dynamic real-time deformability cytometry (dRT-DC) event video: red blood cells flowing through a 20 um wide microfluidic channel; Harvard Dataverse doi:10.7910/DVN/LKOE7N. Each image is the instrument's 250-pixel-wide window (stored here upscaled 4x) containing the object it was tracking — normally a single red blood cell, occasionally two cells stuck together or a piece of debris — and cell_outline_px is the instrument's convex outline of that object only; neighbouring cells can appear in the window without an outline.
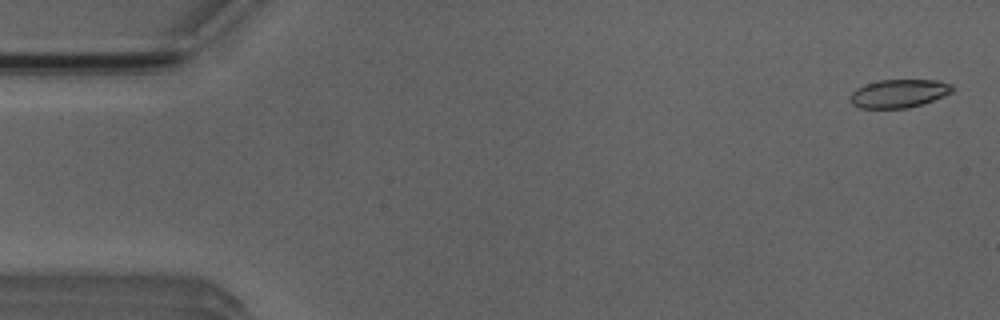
{"species": "Egyptian fruit bat (a non-hibernating species)", "species_latin": "Rousettus aegyptiacus", "temperature_condition": "room temperature", "stored_images_in_passage": 52, "camera_frame_rate_fps": 3000, "um_per_image_px": 0.085, "animal": {"sex": "male"}, "frame": {"image": 1, "passage_image": 2, "time_ms": 0.333, "image_size_px": [1000, 320], "cell_outline_px": [[956, 88], [952, 92], [944, 96], [908, 108], [860, 108], [852, 104], [848, 100], [848, 96], [856, 88], [880, 80], [940, 80], [952, 84]], "centroid_in_image_um": [76.41, 7.94], "position_along_channel_um": 8.6, "area_um2": 16.94}}
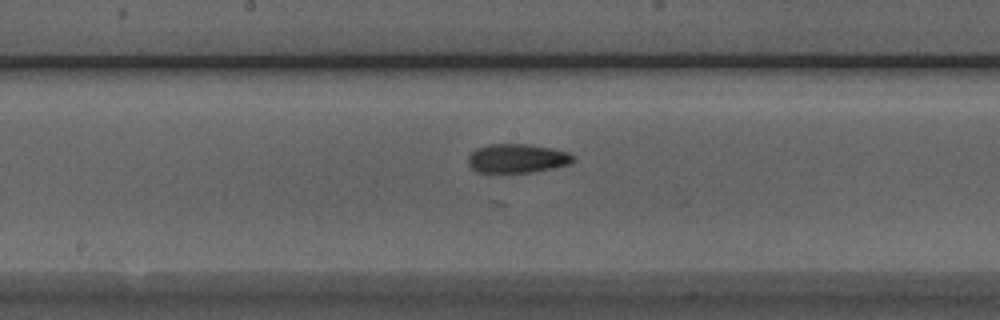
{"frame": {"image": 2, "passage_image": 27, "time_ms": 8.667, "image_size_px": [1000, 320], "cell_outline_px": [[576, 160], [568, 164], [552, 168], [532, 172], [476, 172], [468, 164], [468, 156], [476, 148], [488, 144], [528, 144], [552, 148], [568, 152], [576, 156]], "centroid_in_image_um": [43.97, 13.45], "position_along_channel_um": 204.2, "area_um2": 17.8}}
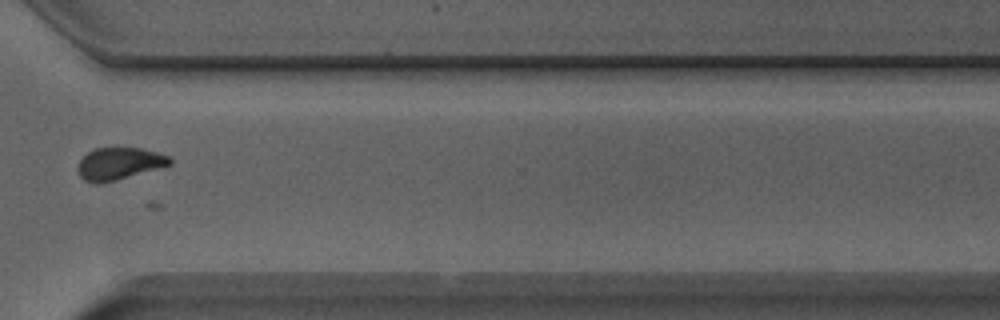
{"frame": {"image": 3, "passage_image": 39, "time_ms": 12.667, "image_size_px": [1000, 320], "cell_outline_px": [[172, 164], [116, 180], [100, 184], [92, 184], [84, 180], [80, 176], [76, 168], [80, 160], [92, 148], [140, 148], [172, 156]], "centroid_in_image_um": [10.1, 13.91], "position_along_channel_um": 360.5, "area_um2": 17.34}}